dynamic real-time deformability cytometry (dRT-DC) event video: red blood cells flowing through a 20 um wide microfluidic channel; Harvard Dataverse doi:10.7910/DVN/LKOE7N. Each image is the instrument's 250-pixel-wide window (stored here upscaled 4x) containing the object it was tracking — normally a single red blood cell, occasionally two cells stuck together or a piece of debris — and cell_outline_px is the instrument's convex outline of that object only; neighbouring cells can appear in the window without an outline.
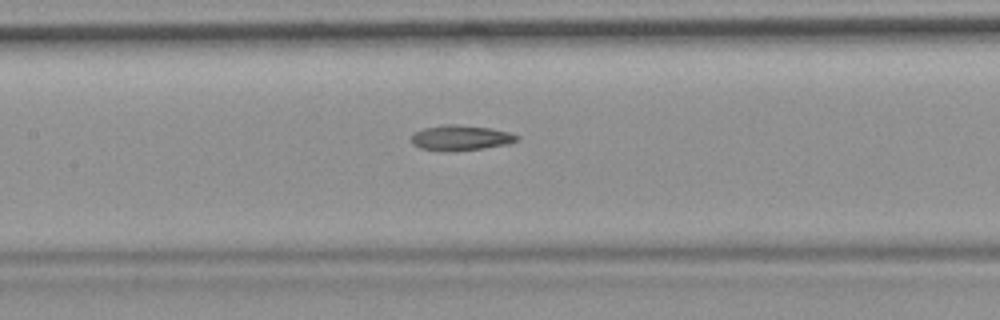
{"species": "common noctule bat (a hibernating species)", "species_latin": "Nyctalus noctula", "temperature_condition": "room temperature", "stored_images_in_passage": 33, "camera_frame_rate_fps": 3000, "um_per_image_px": 0.085, "animal": {"sex": "female", "body_mass_g": 19.9}, "frame": {"image": 1, "passage_image": 15, "time_ms": 4.667, "image_size_px": [1000, 320], "cell_outline_px": [[520, 140], [508, 144], [480, 148], [420, 148], [412, 144], [412, 136], [416, 132], [424, 128], [444, 124], [456, 124], [492, 128], [508, 132], [520, 136]], "centroid_in_image_um": [39.24, 11.65], "position_along_channel_um": 168.2, "area_um2": 14.68}}
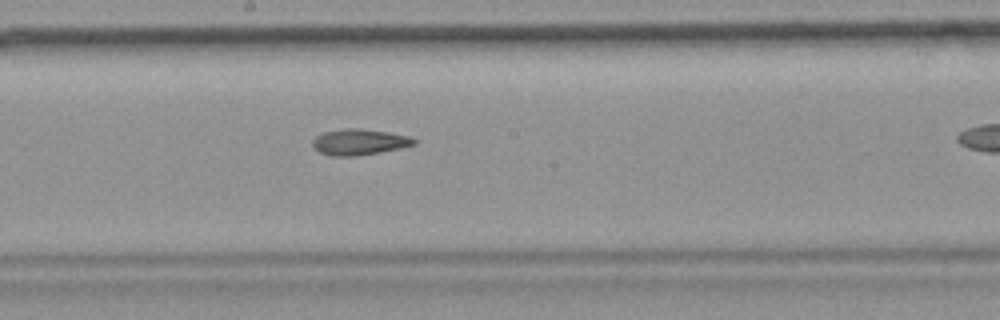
{"frame": {"image": 2, "passage_image": 19, "time_ms": 6.0, "image_size_px": [1000, 320], "cell_outline_px": [[416, 144], [400, 148], [380, 152], [356, 156], [332, 156], [320, 152], [312, 144], [312, 140], [316, 136], [324, 132], [344, 128], [360, 128], [388, 132], [408, 136], [416, 140]], "centroid_in_image_um": [30.53, 12.06], "position_along_channel_um": 217.7, "area_um2": 15.26}}